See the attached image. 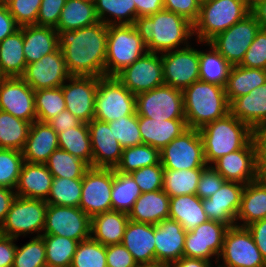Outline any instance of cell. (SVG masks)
<instances>
[{"instance_id":"cell-14","label":"cell","mask_w":266,"mask_h":267,"mask_svg":"<svg viewBox=\"0 0 266 267\" xmlns=\"http://www.w3.org/2000/svg\"><path fill=\"white\" fill-rule=\"evenodd\" d=\"M91 218L79 207L47 205L43 235H58L78 242L90 238Z\"/></svg>"},{"instance_id":"cell-43","label":"cell","mask_w":266,"mask_h":267,"mask_svg":"<svg viewBox=\"0 0 266 267\" xmlns=\"http://www.w3.org/2000/svg\"><path fill=\"white\" fill-rule=\"evenodd\" d=\"M160 163V150L147 144H141L123 149L120 162L114 170L130 174L143 167Z\"/></svg>"},{"instance_id":"cell-30","label":"cell","mask_w":266,"mask_h":267,"mask_svg":"<svg viewBox=\"0 0 266 267\" xmlns=\"http://www.w3.org/2000/svg\"><path fill=\"white\" fill-rule=\"evenodd\" d=\"M19 28L23 32V52L27 64L39 61L59 48L58 32L55 28L38 25Z\"/></svg>"},{"instance_id":"cell-8","label":"cell","mask_w":266,"mask_h":267,"mask_svg":"<svg viewBox=\"0 0 266 267\" xmlns=\"http://www.w3.org/2000/svg\"><path fill=\"white\" fill-rule=\"evenodd\" d=\"M48 203L42 199L16 196L1 225V235L18 239L21 235H43Z\"/></svg>"},{"instance_id":"cell-16","label":"cell","mask_w":266,"mask_h":267,"mask_svg":"<svg viewBox=\"0 0 266 267\" xmlns=\"http://www.w3.org/2000/svg\"><path fill=\"white\" fill-rule=\"evenodd\" d=\"M164 84L184 90L199 80V50L188 45L162 53Z\"/></svg>"},{"instance_id":"cell-54","label":"cell","mask_w":266,"mask_h":267,"mask_svg":"<svg viewBox=\"0 0 266 267\" xmlns=\"http://www.w3.org/2000/svg\"><path fill=\"white\" fill-rule=\"evenodd\" d=\"M130 175L142 193L154 192L163 188L164 168L161 163L143 167Z\"/></svg>"},{"instance_id":"cell-59","label":"cell","mask_w":266,"mask_h":267,"mask_svg":"<svg viewBox=\"0 0 266 267\" xmlns=\"http://www.w3.org/2000/svg\"><path fill=\"white\" fill-rule=\"evenodd\" d=\"M106 262L107 267H139L122 243L106 246Z\"/></svg>"},{"instance_id":"cell-17","label":"cell","mask_w":266,"mask_h":267,"mask_svg":"<svg viewBox=\"0 0 266 267\" xmlns=\"http://www.w3.org/2000/svg\"><path fill=\"white\" fill-rule=\"evenodd\" d=\"M228 228V225L208 220L187 231L183 257L211 261V257L216 256L215 262L218 261Z\"/></svg>"},{"instance_id":"cell-7","label":"cell","mask_w":266,"mask_h":267,"mask_svg":"<svg viewBox=\"0 0 266 267\" xmlns=\"http://www.w3.org/2000/svg\"><path fill=\"white\" fill-rule=\"evenodd\" d=\"M136 95L115 76L99 77L94 105V119L111 122L136 112Z\"/></svg>"},{"instance_id":"cell-56","label":"cell","mask_w":266,"mask_h":267,"mask_svg":"<svg viewBox=\"0 0 266 267\" xmlns=\"http://www.w3.org/2000/svg\"><path fill=\"white\" fill-rule=\"evenodd\" d=\"M226 180L211 166L207 165L200 176L196 195L200 199L209 198L218 191Z\"/></svg>"},{"instance_id":"cell-21","label":"cell","mask_w":266,"mask_h":267,"mask_svg":"<svg viewBox=\"0 0 266 267\" xmlns=\"http://www.w3.org/2000/svg\"><path fill=\"white\" fill-rule=\"evenodd\" d=\"M244 186L239 182L225 181L217 192L209 198L202 199L208 219L229 227L235 226Z\"/></svg>"},{"instance_id":"cell-36","label":"cell","mask_w":266,"mask_h":267,"mask_svg":"<svg viewBox=\"0 0 266 267\" xmlns=\"http://www.w3.org/2000/svg\"><path fill=\"white\" fill-rule=\"evenodd\" d=\"M100 22L95 4L89 0H66L57 27V31L77 30Z\"/></svg>"},{"instance_id":"cell-25","label":"cell","mask_w":266,"mask_h":267,"mask_svg":"<svg viewBox=\"0 0 266 267\" xmlns=\"http://www.w3.org/2000/svg\"><path fill=\"white\" fill-rule=\"evenodd\" d=\"M122 244L138 266L156 264L154 225L129 220Z\"/></svg>"},{"instance_id":"cell-27","label":"cell","mask_w":266,"mask_h":267,"mask_svg":"<svg viewBox=\"0 0 266 267\" xmlns=\"http://www.w3.org/2000/svg\"><path fill=\"white\" fill-rule=\"evenodd\" d=\"M138 126L143 144L159 150L188 129L185 119L154 120L138 117Z\"/></svg>"},{"instance_id":"cell-51","label":"cell","mask_w":266,"mask_h":267,"mask_svg":"<svg viewBox=\"0 0 266 267\" xmlns=\"http://www.w3.org/2000/svg\"><path fill=\"white\" fill-rule=\"evenodd\" d=\"M45 243L42 236H34L22 247L17 246L13 267H46Z\"/></svg>"},{"instance_id":"cell-47","label":"cell","mask_w":266,"mask_h":267,"mask_svg":"<svg viewBox=\"0 0 266 267\" xmlns=\"http://www.w3.org/2000/svg\"><path fill=\"white\" fill-rule=\"evenodd\" d=\"M82 178H53L50 193L45 200L48 204L79 207Z\"/></svg>"},{"instance_id":"cell-28","label":"cell","mask_w":266,"mask_h":267,"mask_svg":"<svg viewBox=\"0 0 266 267\" xmlns=\"http://www.w3.org/2000/svg\"><path fill=\"white\" fill-rule=\"evenodd\" d=\"M229 113L252 129L266 123V82L229 103Z\"/></svg>"},{"instance_id":"cell-60","label":"cell","mask_w":266,"mask_h":267,"mask_svg":"<svg viewBox=\"0 0 266 267\" xmlns=\"http://www.w3.org/2000/svg\"><path fill=\"white\" fill-rule=\"evenodd\" d=\"M255 163L258 176L266 170V123L252 129Z\"/></svg>"},{"instance_id":"cell-20","label":"cell","mask_w":266,"mask_h":267,"mask_svg":"<svg viewBox=\"0 0 266 267\" xmlns=\"http://www.w3.org/2000/svg\"><path fill=\"white\" fill-rule=\"evenodd\" d=\"M61 88L66 110L79 120L89 123L94 119V105L98 86V77L70 76Z\"/></svg>"},{"instance_id":"cell-61","label":"cell","mask_w":266,"mask_h":267,"mask_svg":"<svg viewBox=\"0 0 266 267\" xmlns=\"http://www.w3.org/2000/svg\"><path fill=\"white\" fill-rule=\"evenodd\" d=\"M47 123L58 133L63 132V130H68L71 127L79 126L82 121L74 116L70 111H61L58 115L51 118Z\"/></svg>"},{"instance_id":"cell-40","label":"cell","mask_w":266,"mask_h":267,"mask_svg":"<svg viewBox=\"0 0 266 267\" xmlns=\"http://www.w3.org/2000/svg\"><path fill=\"white\" fill-rule=\"evenodd\" d=\"M94 4L99 21L107 26L133 25L136 20L133 0H94Z\"/></svg>"},{"instance_id":"cell-18","label":"cell","mask_w":266,"mask_h":267,"mask_svg":"<svg viewBox=\"0 0 266 267\" xmlns=\"http://www.w3.org/2000/svg\"><path fill=\"white\" fill-rule=\"evenodd\" d=\"M0 110L30 123L37 121L34 90L21 77H0Z\"/></svg>"},{"instance_id":"cell-46","label":"cell","mask_w":266,"mask_h":267,"mask_svg":"<svg viewBox=\"0 0 266 267\" xmlns=\"http://www.w3.org/2000/svg\"><path fill=\"white\" fill-rule=\"evenodd\" d=\"M53 178H83L89 166L60 148L56 149L45 163Z\"/></svg>"},{"instance_id":"cell-10","label":"cell","mask_w":266,"mask_h":267,"mask_svg":"<svg viewBox=\"0 0 266 267\" xmlns=\"http://www.w3.org/2000/svg\"><path fill=\"white\" fill-rule=\"evenodd\" d=\"M164 169L187 170L207 166L198 129L188 128L160 150Z\"/></svg>"},{"instance_id":"cell-64","label":"cell","mask_w":266,"mask_h":267,"mask_svg":"<svg viewBox=\"0 0 266 267\" xmlns=\"http://www.w3.org/2000/svg\"><path fill=\"white\" fill-rule=\"evenodd\" d=\"M246 227L252 234L256 246L266 261V218L255 221Z\"/></svg>"},{"instance_id":"cell-68","label":"cell","mask_w":266,"mask_h":267,"mask_svg":"<svg viewBox=\"0 0 266 267\" xmlns=\"http://www.w3.org/2000/svg\"><path fill=\"white\" fill-rule=\"evenodd\" d=\"M211 262L213 261L190 257H181L172 265V267H211Z\"/></svg>"},{"instance_id":"cell-11","label":"cell","mask_w":266,"mask_h":267,"mask_svg":"<svg viewBox=\"0 0 266 267\" xmlns=\"http://www.w3.org/2000/svg\"><path fill=\"white\" fill-rule=\"evenodd\" d=\"M260 26L250 12L229 29L212 38L211 44L232 66L240 65Z\"/></svg>"},{"instance_id":"cell-50","label":"cell","mask_w":266,"mask_h":267,"mask_svg":"<svg viewBox=\"0 0 266 267\" xmlns=\"http://www.w3.org/2000/svg\"><path fill=\"white\" fill-rule=\"evenodd\" d=\"M24 162L22 151L0 149V187L15 190Z\"/></svg>"},{"instance_id":"cell-26","label":"cell","mask_w":266,"mask_h":267,"mask_svg":"<svg viewBox=\"0 0 266 267\" xmlns=\"http://www.w3.org/2000/svg\"><path fill=\"white\" fill-rule=\"evenodd\" d=\"M58 148L57 132L47 122L34 121L22 150L23 159L28 163L45 164Z\"/></svg>"},{"instance_id":"cell-34","label":"cell","mask_w":266,"mask_h":267,"mask_svg":"<svg viewBox=\"0 0 266 267\" xmlns=\"http://www.w3.org/2000/svg\"><path fill=\"white\" fill-rule=\"evenodd\" d=\"M179 222L185 231H190L208 221L202 199L196 194H186L170 197L169 217Z\"/></svg>"},{"instance_id":"cell-72","label":"cell","mask_w":266,"mask_h":267,"mask_svg":"<svg viewBox=\"0 0 266 267\" xmlns=\"http://www.w3.org/2000/svg\"><path fill=\"white\" fill-rule=\"evenodd\" d=\"M255 0H248V2L251 4L252 2H254Z\"/></svg>"},{"instance_id":"cell-58","label":"cell","mask_w":266,"mask_h":267,"mask_svg":"<svg viewBox=\"0 0 266 267\" xmlns=\"http://www.w3.org/2000/svg\"><path fill=\"white\" fill-rule=\"evenodd\" d=\"M164 9L179 14L191 23H194L198 16L201 0H163Z\"/></svg>"},{"instance_id":"cell-55","label":"cell","mask_w":266,"mask_h":267,"mask_svg":"<svg viewBox=\"0 0 266 267\" xmlns=\"http://www.w3.org/2000/svg\"><path fill=\"white\" fill-rule=\"evenodd\" d=\"M240 66L266 70V29H259Z\"/></svg>"},{"instance_id":"cell-63","label":"cell","mask_w":266,"mask_h":267,"mask_svg":"<svg viewBox=\"0 0 266 267\" xmlns=\"http://www.w3.org/2000/svg\"><path fill=\"white\" fill-rule=\"evenodd\" d=\"M19 29L4 1H0V42Z\"/></svg>"},{"instance_id":"cell-57","label":"cell","mask_w":266,"mask_h":267,"mask_svg":"<svg viewBox=\"0 0 266 267\" xmlns=\"http://www.w3.org/2000/svg\"><path fill=\"white\" fill-rule=\"evenodd\" d=\"M66 0H42L35 25L56 28Z\"/></svg>"},{"instance_id":"cell-5","label":"cell","mask_w":266,"mask_h":267,"mask_svg":"<svg viewBox=\"0 0 266 267\" xmlns=\"http://www.w3.org/2000/svg\"><path fill=\"white\" fill-rule=\"evenodd\" d=\"M248 0H203L193 23L198 43H208L250 13Z\"/></svg>"},{"instance_id":"cell-70","label":"cell","mask_w":266,"mask_h":267,"mask_svg":"<svg viewBox=\"0 0 266 267\" xmlns=\"http://www.w3.org/2000/svg\"><path fill=\"white\" fill-rule=\"evenodd\" d=\"M258 178L260 180H262V182H264L266 184V170H264L259 176Z\"/></svg>"},{"instance_id":"cell-48","label":"cell","mask_w":266,"mask_h":267,"mask_svg":"<svg viewBox=\"0 0 266 267\" xmlns=\"http://www.w3.org/2000/svg\"><path fill=\"white\" fill-rule=\"evenodd\" d=\"M37 121L47 122L66 110L61 87L34 91Z\"/></svg>"},{"instance_id":"cell-31","label":"cell","mask_w":266,"mask_h":267,"mask_svg":"<svg viewBox=\"0 0 266 267\" xmlns=\"http://www.w3.org/2000/svg\"><path fill=\"white\" fill-rule=\"evenodd\" d=\"M170 196L163 190L142 193L129 212L135 222L156 225L169 217Z\"/></svg>"},{"instance_id":"cell-69","label":"cell","mask_w":266,"mask_h":267,"mask_svg":"<svg viewBox=\"0 0 266 267\" xmlns=\"http://www.w3.org/2000/svg\"><path fill=\"white\" fill-rule=\"evenodd\" d=\"M139 267H172V265L157 263L153 265H145V266H139Z\"/></svg>"},{"instance_id":"cell-53","label":"cell","mask_w":266,"mask_h":267,"mask_svg":"<svg viewBox=\"0 0 266 267\" xmlns=\"http://www.w3.org/2000/svg\"><path fill=\"white\" fill-rule=\"evenodd\" d=\"M19 27L35 25L42 0H4Z\"/></svg>"},{"instance_id":"cell-67","label":"cell","mask_w":266,"mask_h":267,"mask_svg":"<svg viewBox=\"0 0 266 267\" xmlns=\"http://www.w3.org/2000/svg\"><path fill=\"white\" fill-rule=\"evenodd\" d=\"M250 12L255 16L260 28L266 29V0L252 2Z\"/></svg>"},{"instance_id":"cell-9","label":"cell","mask_w":266,"mask_h":267,"mask_svg":"<svg viewBox=\"0 0 266 267\" xmlns=\"http://www.w3.org/2000/svg\"><path fill=\"white\" fill-rule=\"evenodd\" d=\"M135 107L138 117L185 119L183 91L166 84L137 94Z\"/></svg>"},{"instance_id":"cell-4","label":"cell","mask_w":266,"mask_h":267,"mask_svg":"<svg viewBox=\"0 0 266 267\" xmlns=\"http://www.w3.org/2000/svg\"><path fill=\"white\" fill-rule=\"evenodd\" d=\"M198 130L207 165H212L220 157L244 148L252 140V128L230 113Z\"/></svg>"},{"instance_id":"cell-71","label":"cell","mask_w":266,"mask_h":267,"mask_svg":"<svg viewBox=\"0 0 266 267\" xmlns=\"http://www.w3.org/2000/svg\"><path fill=\"white\" fill-rule=\"evenodd\" d=\"M218 262H219V261H216V262H215V263H217V265L219 264L217 267H228V266H225V265H223V264L220 265L221 262H219V263H218ZM211 267H213V264L211 265Z\"/></svg>"},{"instance_id":"cell-42","label":"cell","mask_w":266,"mask_h":267,"mask_svg":"<svg viewBox=\"0 0 266 267\" xmlns=\"http://www.w3.org/2000/svg\"><path fill=\"white\" fill-rule=\"evenodd\" d=\"M31 124L0 110V149L22 151L28 138Z\"/></svg>"},{"instance_id":"cell-23","label":"cell","mask_w":266,"mask_h":267,"mask_svg":"<svg viewBox=\"0 0 266 267\" xmlns=\"http://www.w3.org/2000/svg\"><path fill=\"white\" fill-rule=\"evenodd\" d=\"M226 181L244 185L258 178L252 140L242 149L220 157L211 165Z\"/></svg>"},{"instance_id":"cell-12","label":"cell","mask_w":266,"mask_h":267,"mask_svg":"<svg viewBox=\"0 0 266 267\" xmlns=\"http://www.w3.org/2000/svg\"><path fill=\"white\" fill-rule=\"evenodd\" d=\"M113 168L89 167L82 178L79 208L90 218L112 210Z\"/></svg>"},{"instance_id":"cell-22","label":"cell","mask_w":266,"mask_h":267,"mask_svg":"<svg viewBox=\"0 0 266 267\" xmlns=\"http://www.w3.org/2000/svg\"><path fill=\"white\" fill-rule=\"evenodd\" d=\"M92 146V167L115 168L123 148L107 122L92 119L88 123Z\"/></svg>"},{"instance_id":"cell-35","label":"cell","mask_w":266,"mask_h":267,"mask_svg":"<svg viewBox=\"0 0 266 267\" xmlns=\"http://www.w3.org/2000/svg\"><path fill=\"white\" fill-rule=\"evenodd\" d=\"M23 45L20 28L0 42V77L23 76L27 66Z\"/></svg>"},{"instance_id":"cell-3","label":"cell","mask_w":266,"mask_h":267,"mask_svg":"<svg viewBox=\"0 0 266 267\" xmlns=\"http://www.w3.org/2000/svg\"><path fill=\"white\" fill-rule=\"evenodd\" d=\"M185 120L188 128L200 129L229 113L225 88L197 80L183 90Z\"/></svg>"},{"instance_id":"cell-24","label":"cell","mask_w":266,"mask_h":267,"mask_svg":"<svg viewBox=\"0 0 266 267\" xmlns=\"http://www.w3.org/2000/svg\"><path fill=\"white\" fill-rule=\"evenodd\" d=\"M187 231L170 218L154 225L156 264L173 265L184 255V242Z\"/></svg>"},{"instance_id":"cell-19","label":"cell","mask_w":266,"mask_h":267,"mask_svg":"<svg viewBox=\"0 0 266 267\" xmlns=\"http://www.w3.org/2000/svg\"><path fill=\"white\" fill-rule=\"evenodd\" d=\"M70 76L63 53L58 48L39 61L27 64L21 78L35 91L61 87Z\"/></svg>"},{"instance_id":"cell-66","label":"cell","mask_w":266,"mask_h":267,"mask_svg":"<svg viewBox=\"0 0 266 267\" xmlns=\"http://www.w3.org/2000/svg\"><path fill=\"white\" fill-rule=\"evenodd\" d=\"M15 190L5 187H0V227L3 224L6 215L16 198Z\"/></svg>"},{"instance_id":"cell-45","label":"cell","mask_w":266,"mask_h":267,"mask_svg":"<svg viewBox=\"0 0 266 267\" xmlns=\"http://www.w3.org/2000/svg\"><path fill=\"white\" fill-rule=\"evenodd\" d=\"M48 267H70L78 241L58 235H42Z\"/></svg>"},{"instance_id":"cell-44","label":"cell","mask_w":266,"mask_h":267,"mask_svg":"<svg viewBox=\"0 0 266 267\" xmlns=\"http://www.w3.org/2000/svg\"><path fill=\"white\" fill-rule=\"evenodd\" d=\"M204 168L187 170L164 169L163 188L170 197L196 194L197 185Z\"/></svg>"},{"instance_id":"cell-39","label":"cell","mask_w":266,"mask_h":267,"mask_svg":"<svg viewBox=\"0 0 266 267\" xmlns=\"http://www.w3.org/2000/svg\"><path fill=\"white\" fill-rule=\"evenodd\" d=\"M209 51L199 50V80L226 86L232 65L209 43Z\"/></svg>"},{"instance_id":"cell-49","label":"cell","mask_w":266,"mask_h":267,"mask_svg":"<svg viewBox=\"0 0 266 267\" xmlns=\"http://www.w3.org/2000/svg\"><path fill=\"white\" fill-rule=\"evenodd\" d=\"M70 267H107L106 246L91 237L79 242Z\"/></svg>"},{"instance_id":"cell-38","label":"cell","mask_w":266,"mask_h":267,"mask_svg":"<svg viewBox=\"0 0 266 267\" xmlns=\"http://www.w3.org/2000/svg\"><path fill=\"white\" fill-rule=\"evenodd\" d=\"M58 144L60 149L69 152L92 167V146L88 123L82 122L77 127H71L58 133Z\"/></svg>"},{"instance_id":"cell-13","label":"cell","mask_w":266,"mask_h":267,"mask_svg":"<svg viewBox=\"0 0 266 267\" xmlns=\"http://www.w3.org/2000/svg\"><path fill=\"white\" fill-rule=\"evenodd\" d=\"M220 259L228 267H266L252 234L247 227L238 225L228 228L218 261Z\"/></svg>"},{"instance_id":"cell-2","label":"cell","mask_w":266,"mask_h":267,"mask_svg":"<svg viewBox=\"0 0 266 267\" xmlns=\"http://www.w3.org/2000/svg\"><path fill=\"white\" fill-rule=\"evenodd\" d=\"M134 27L148 52L165 53L187 47L194 35L193 23L185 17L162 9L149 16L137 17Z\"/></svg>"},{"instance_id":"cell-6","label":"cell","mask_w":266,"mask_h":267,"mask_svg":"<svg viewBox=\"0 0 266 267\" xmlns=\"http://www.w3.org/2000/svg\"><path fill=\"white\" fill-rule=\"evenodd\" d=\"M147 52L134 25L108 26L105 76H115Z\"/></svg>"},{"instance_id":"cell-29","label":"cell","mask_w":266,"mask_h":267,"mask_svg":"<svg viewBox=\"0 0 266 267\" xmlns=\"http://www.w3.org/2000/svg\"><path fill=\"white\" fill-rule=\"evenodd\" d=\"M53 176L46 164L24 162L15 194L20 197L46 200Z\"/></svg>"},{"instance_id":"cell-33","label":"cell","mask_w":266,"mask_h":267,"mask_svg":"<svg viewBox=\"0 0 266 267\" xmlns=\"http://www.w3.org/2000/svg\"><path fill=\"white\" fill-rule=\"evenodd\" d=\"M265 218L266 184L257 178L244 186L240 208L236 217V225L246 227L255 221ZM238 220L240 221L239 223Z\"/></svg>"},{"instance_id":"cell-32","label":"cell","mask_w":266,"mask_h":267,"mask_svg":"<svg viewBox=\"0 0 266 267\" xmlns=\"http://www.w3.org/2000/svg\"><path fill=\"white\" fill-rule=\"evenodd\" d=\"M127 213L114 210L91 217L90 237L104 246L122 243L129 222Z\"/></svg>"},{"instance_id":"cell-62","label":"cell","mask_w":266,"mask_h":267,"mask_svg":"<svg viewBox=\"0 0 266 267\" xmlns=\"http://www.w3.org/2000/svg\"><path fill=\"white\" fill-rule=\"evenodd\" d=\"M16 238L0 235V267H13L17 245Z\"/></svg>"},{"instance_id":"cell-65","label":"cell","mask_w":266,"mask_h":267,"mask_svg":"<svg viewBox=\"0 0 266 267\" xmlns=\"http://www.w3.org/2000/svg\"><path fill=\"white\" fill-rule=\"evenodd\" d=\"M136 5V18L149 16L164 9L163 0H133Z\"/></svg>"},{"instance_id":"cell-1","label":"cell","mask_w":266,"mask_h":267,"mask_svg":"<svg viewBox=\"0 0 266 267\" xmlns=\"http://www.w3.org/2000/svg\"><path fill=\"white\" fill-rule=\"evenodd\" d=\"M57 32L59 49L71 76H105L107 25L98 22L77 30Z\"/></svg>"},{"instance_id":"cell-15","label":"cell","mask_w":266,"mask_h":267,"mask_svg":"<svg viewBox=\"0 0 266 267\" xmlns=\"http://www.w3.org/2000/svg\"><path fill=\"white\" fill-rule=\"evenodd\" d=\"M115 77L134 95L164 84L162 54L147 52Z\"/></svg>"},{"instance_id":"cell-37","label":"cell","mask_w":266,"mask_h":267,"mask_svg":"<svg viewBox=\"0 0 266 267\" xmlns=\"http://www.w3.org/2000/svg\"><path fill=\"white\" fill-rule=\"evenodd\" d=\"M265 82L266 70L240 65L232 66L225 86L226 98L230 103L233 99L250 93Z\"/></svg>"},{"instance_id":"cell-52","label":"cell","mask_w":266,"mask_h":267,"mask_svg":"<svg viewBox=\"0 0 266 267\" xmlns=\"http://www.w3.org/2000/svg\"><path fill=\"white\" fill-rule=\"evenodd\" d=\"M108 124L112 127L114 137L123 149L143 144L136 112L133 115L108 122Z\"/></svg>"},{"instance_id":"cell-41","label":"cell","mask_w":266,"mask_h":267,"mask_svg":"<svg viewBox=\"0 0 266 267\" xmlns=\"http://www.w3.org/2000/svg\"><path fill=\"white\" fill-rule=\"evenodd\" d=\"M141 194L138 184L130 174L117 172L113 168L112 210L129 214Z\"/></svg>"}]
</instances>
